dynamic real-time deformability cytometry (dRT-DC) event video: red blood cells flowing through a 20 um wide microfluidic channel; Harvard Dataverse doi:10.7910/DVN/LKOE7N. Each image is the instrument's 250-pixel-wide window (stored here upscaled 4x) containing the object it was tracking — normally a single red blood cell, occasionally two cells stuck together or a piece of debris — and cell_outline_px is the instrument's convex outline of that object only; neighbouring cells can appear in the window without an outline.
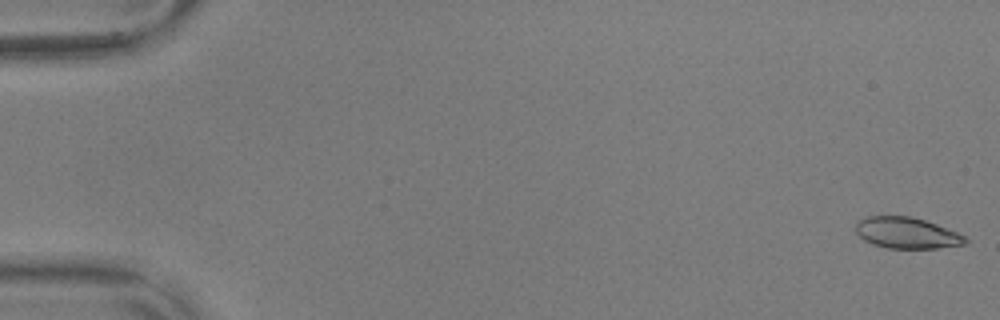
{"species": "common noctule bat (a hibernating species)", "species_latin": "Nyctalus noctula", "temperature_condition": "warm", "stored_images_in_passage": 56, "camera_frame_rate_fps": 3000, "um_per_image_px": 0.085, "animal": {"sex": "male", "body_mass_g": 17.9, "forearm_length_mm": 54.2}, "frame": {"image": 1, "passage_image": 1, "time_ms": 0.0, "image_size_px": [1000, 320], "cell_outline_px": [[968, 240], [964, 244], [936, 248], [888, 248], [872, 244], [864, 240], [856, 232], [856, 224], [860, 220], [868, 216], [908, 216], [924, 220], [936, 224], [956, 232], [964, 236]], "centroid_in_image_um": [77.05, 19.8], "position_along_channel_um": 8.0, "area_um2": 19.59}}
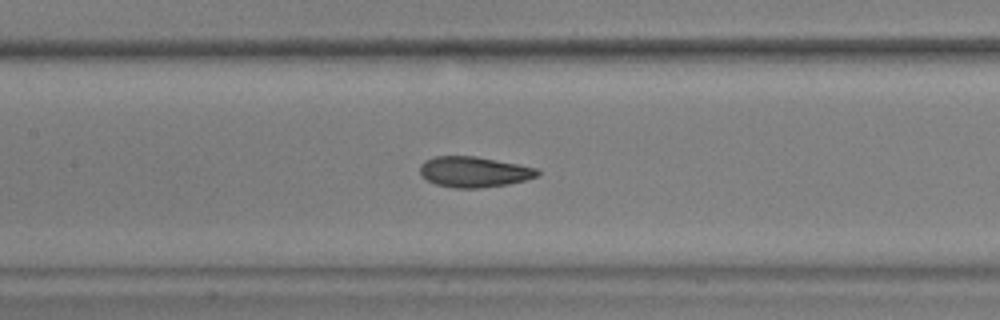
{"frame": {"image": 2, "passage_image": 27, "time_ms": 8.667, "image_size_px": [1000, 320], "cell_outline_px": [[540, 172], [536, 176], [524, 180], [508, 184], [480, 188], [452, 188], [436, 184], [428, 180], [420, 172], [420, 164], [424, 160], [436, 156], [476, 156], [536, 168]], "centroid_in_image_um": [40.25, 14.61], "position_along_channel_um": 167.1, "area_um2": 20.75}}
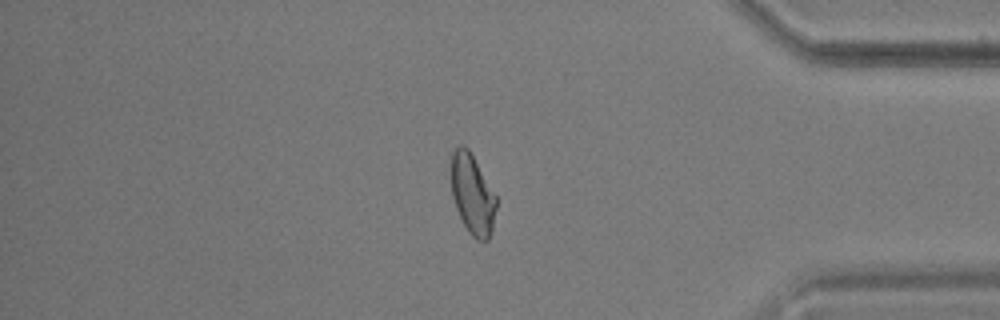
{"frame": {"image": 3, "passage_image": 48, "time_ms": 15.667, "image_size_px": [1000, 320], "cell_outline_px": [[496, 208], [492, 228], [488, 240], [476, 240], [468, 232], [456, 208], [452, 196], [452, 152], [460, 144], [464, 144], [468, 148], [496, 196]], "centroid_in_image_um": [40.15, 16.52], "position_along_channel_um": 395.0, "area_um2": 20.69}, "authors_computed_cell_mechanics": {"area_um2": 20.7502, "velocity_mm_per_s": 3.607, "shape_relaxation_time_tau1_ms": 5.4485, "shape_relaxation_time_tau2_ms": 1.5621, "deformation_change_tau1": 0.1601, "deformation_change_tau2": 0.0749}}